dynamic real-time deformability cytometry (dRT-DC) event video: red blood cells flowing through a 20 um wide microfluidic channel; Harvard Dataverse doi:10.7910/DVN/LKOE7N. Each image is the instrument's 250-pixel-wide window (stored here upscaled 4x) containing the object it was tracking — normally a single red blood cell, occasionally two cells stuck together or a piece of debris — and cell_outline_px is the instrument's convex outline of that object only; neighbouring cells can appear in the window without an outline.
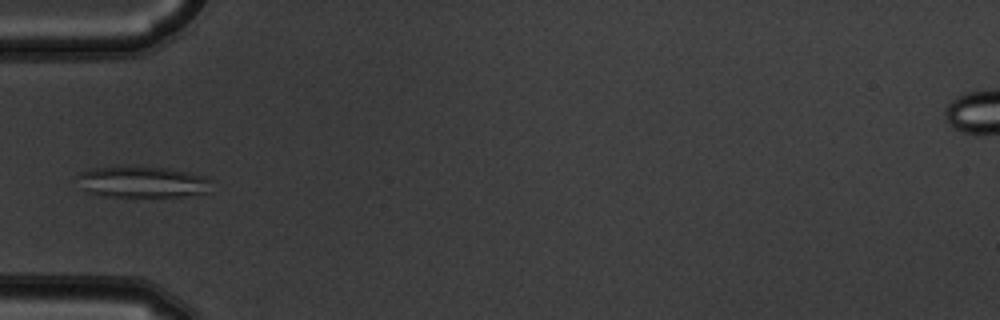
{"species": "common noctule bat (a hibernating species)", "species_latin": "Nyctalus noctula", "temperature_condition": "warm", "stored_images_in_passage": 4, "camera_frame_rate_fps": 3000, "um_per_image_px": 0.085, "animal": {"sex": "male", "body_mass_g": 19.5, "forearm_length_mm": 54.6}, "frame": {"image": 1, "passage_image": 4, "time_ms": 1.0, "image_size_px": [1000, 320], "cell_outline_px": [[208, 192], [184, 196], [104, 196], [88, 192], [80, 188], [76, 176], [80, 172], [96, 168], [120, 164], [128, 164], [168, 168], [188, 172], [200, 176], [208, 180]], "centroid_in_image_um": [11.97, 15.43], "position_along_channel_um": 73.0, "area_um2": 24.74}}